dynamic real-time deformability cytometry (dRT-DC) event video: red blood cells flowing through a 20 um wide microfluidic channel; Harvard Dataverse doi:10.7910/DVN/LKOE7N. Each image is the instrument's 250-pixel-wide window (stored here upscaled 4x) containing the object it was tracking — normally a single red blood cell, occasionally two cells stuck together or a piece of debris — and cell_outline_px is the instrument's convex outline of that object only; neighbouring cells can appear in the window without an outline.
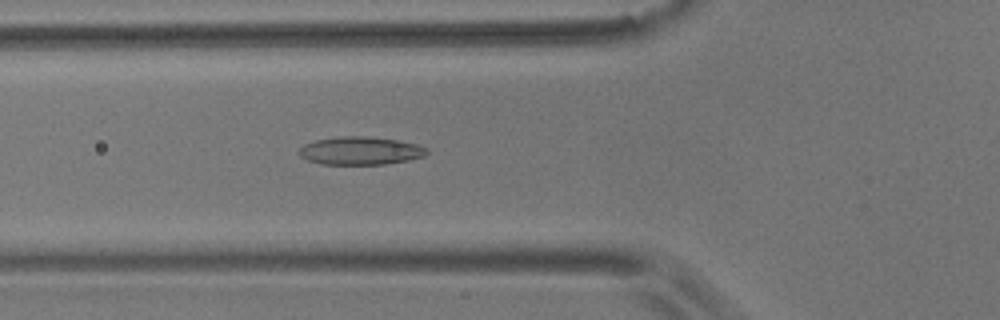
{"species": "common noctule bat (a hibernating species)", "species_latin": "Nyctalus noctula", "temperature_condition": "room temperature", "stored_images_in_passage": 22, "camera_frame_rate_fps": 3000, "um_per_image_px": 0.085, "animal": {"sex": "male", "body_mass_g": 17.9}, "frame": {"image": 1, "passage_image": 19, "time_ms": 6.0, "image_size_px": [1000, 320], "cell_outline_px": [[428, 152], [424, 156], [408, 160], [384, 164], [320, 164], [308, 160], [300, 156], [296, 152], [304, 144], [316, 140], [340, 136], [364, 136], [400, 140], [416, 144], [428, 148]], "centroid_in_image_um": [30.62, 12.81], "position_along_channel_um": 95.2, "area_um2": 20.92}}
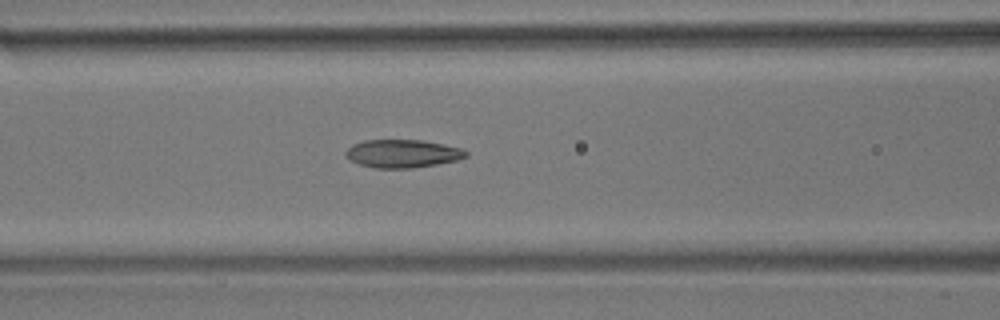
{"frame": {"image": 2, "passage_image": 22, "time_ms": 7.0, "image_size_px": [1000, 320], "cell_outline_px": [[468, 156], [456, 160], [436, 164], [412, 168], [376, 168], [360, 164], [348, 160], [344, 152], [348, 148], [364, 140], [424, 140], [460, 148], [468, 152]], "centroid_in_image_um": [34.2, 13.05], "position_along_channel_um": 132.4, "area_um2": 19.54}}